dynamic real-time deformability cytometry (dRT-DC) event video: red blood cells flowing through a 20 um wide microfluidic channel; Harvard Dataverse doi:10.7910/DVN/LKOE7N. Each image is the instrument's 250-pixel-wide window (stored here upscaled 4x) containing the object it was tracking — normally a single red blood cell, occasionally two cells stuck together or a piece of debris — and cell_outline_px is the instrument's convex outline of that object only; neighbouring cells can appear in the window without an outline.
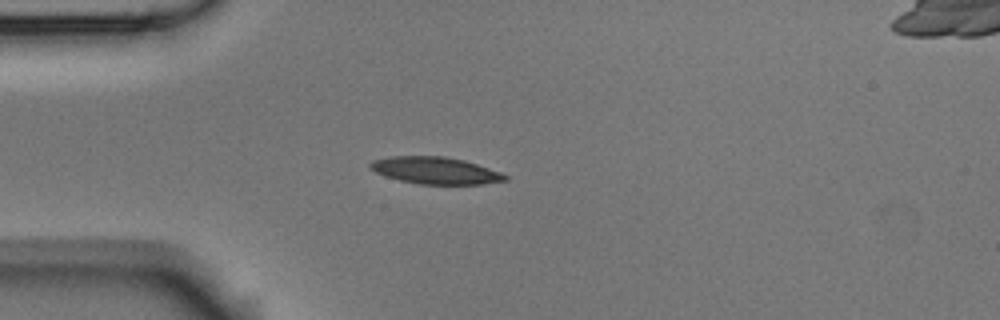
{"species": "Egyptian fruit bat (a non-hibernating species)", "species_latin": "Rousettus aegyptiacus", "temperature_condition": "room temperature", "stored_images_in_passage": 4, "camera_frame_rate_fps": 3000, "um_per_image_px": 0.085, "animal": {"sex": "male"}, "frame": {"image": 1, "passage_image": 3, "time_ms": 0.667, "image_size_px": [1000, 320], "cell_outline_px": [[508, 180], [480, 184], [420, 184], [400, 180], [384, 176], [368, 168], [368, 164], [372, 160], [392, 156], [444, 156], [464, 160], [500, 172], [508, 176]], "centroid_in_image_um": [36.97, 14.49], "position_along_channel_um": 48.0, "area_um2": 21.15}}